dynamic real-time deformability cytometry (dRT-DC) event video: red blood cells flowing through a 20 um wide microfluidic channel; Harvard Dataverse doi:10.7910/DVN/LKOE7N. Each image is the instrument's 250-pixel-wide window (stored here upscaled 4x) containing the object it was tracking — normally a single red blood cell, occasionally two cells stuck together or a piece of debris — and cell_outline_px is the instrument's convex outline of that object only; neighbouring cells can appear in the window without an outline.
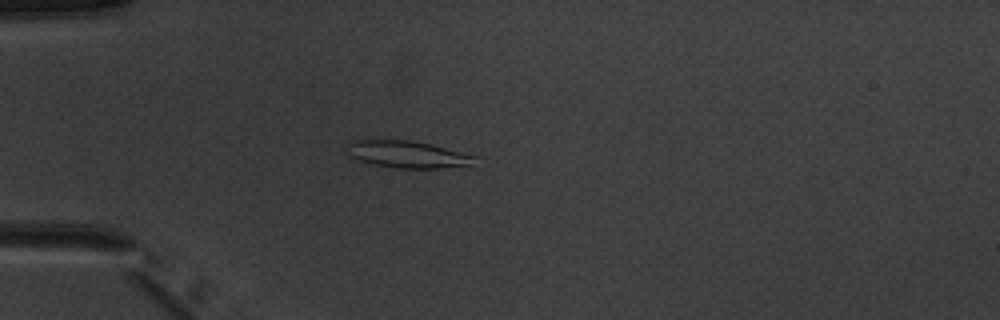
{"species": "common noctule bat (a hibernating species)", "species_latin": "Nyctalus noctula", "temperature_condition": "warm", "stored_images_in_passage": 5, "camera_frame_rate_fps": 3000, "um_per_image_px": 0.085, "animal": {"sex": "male", "body_mass_g": 20.1, "forearm_length_mm": 53.5}, "frame": {"image": 1, "passage_image": 4, "time_ms": 3.667, "image_size_px": [1000, 320], "cell_outline_px": [[480, 168], [392, 168], [372, 164], [348, 156], [344, 144], [348, 140], [412, 140], [480, 156]], "centroid_in_image_um": [34.8, 13.15], "position_along_channel_um": 50.2, "area_um2": 21.33}}